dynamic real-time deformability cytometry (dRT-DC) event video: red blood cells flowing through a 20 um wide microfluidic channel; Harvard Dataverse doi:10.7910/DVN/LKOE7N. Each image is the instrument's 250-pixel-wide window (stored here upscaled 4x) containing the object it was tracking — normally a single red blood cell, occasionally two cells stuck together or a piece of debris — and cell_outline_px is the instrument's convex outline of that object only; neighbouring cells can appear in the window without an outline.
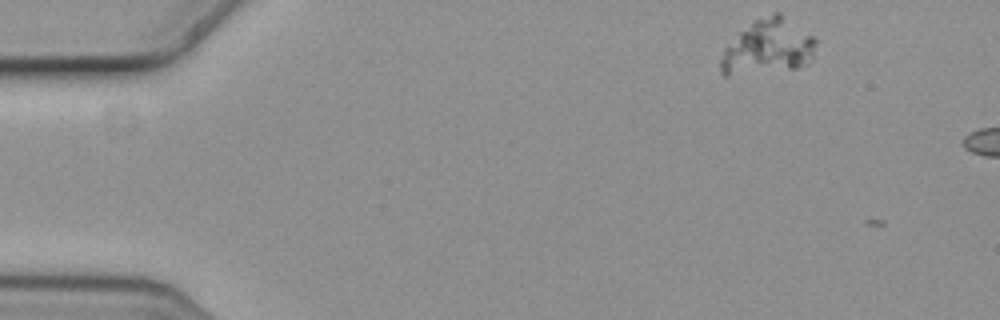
{"species": "common noctule bat (a hibernating species)", "species_latin": "Nyctalus noctula", "temperature_condition": "cold", "stored_images_in_passage": 2, "camera_frame_rate_fps": 3000, "um_per_image_px": 0.085, "animal": {"sex": "female", "body_mass_g": 19.3, "forearm_length_mm": 54.1}, "frame": {"image": 1, "passage_image": 1, "time_ms": 0.0, "image_size_px": [1000, 320], "cell_outline_px": [[816, 44], [812, 60], [808, 64], [796, 68], [728, 76], [724, 76], [720, 72], [720, 60], [724, 48], [740, 32], [756, 20], [776, 12], [780, 12], [812, 36], [816, 40]], "centroid_in_image_um": [65.28, 4.02], "position_along_channel_um": 19.7, "area_um2": 30.23}}